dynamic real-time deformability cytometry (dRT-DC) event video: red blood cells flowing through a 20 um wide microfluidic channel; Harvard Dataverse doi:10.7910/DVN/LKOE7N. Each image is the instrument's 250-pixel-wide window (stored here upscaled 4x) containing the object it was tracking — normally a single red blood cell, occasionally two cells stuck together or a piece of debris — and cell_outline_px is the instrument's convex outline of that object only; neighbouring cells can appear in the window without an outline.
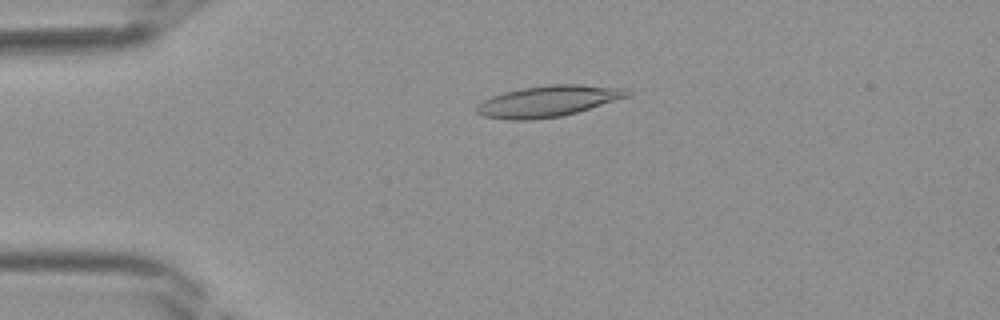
{"species": "Egyptian fruit bat (a non-hibernating species)", "species_latin": "Rousettus aegyptiacus", "temperature_condition": "room temperature", "stored_images_in_passage": 40, "camera_frame_rate_fps": 3000, "um_per_image_px": 0.085, "frame": {"image": 1, "passage_image": 9, "time_ms": 2.667, "image_size_px": [1000, 320], "cell_outline_px": [[632, 92], [628, 96], [576, 112], [560, 116], [532, 120], [512, 120], [484, 116], [476, 112], [476, 108], [484, 100], [492, 96], [504, 92], [520, 88], [548, 84], [580, 84], [624, 88]], "centroid_in_image_um": [46.58, 8.59], "position_along_channel_um": 38.4, "area_um2": 27.05}}
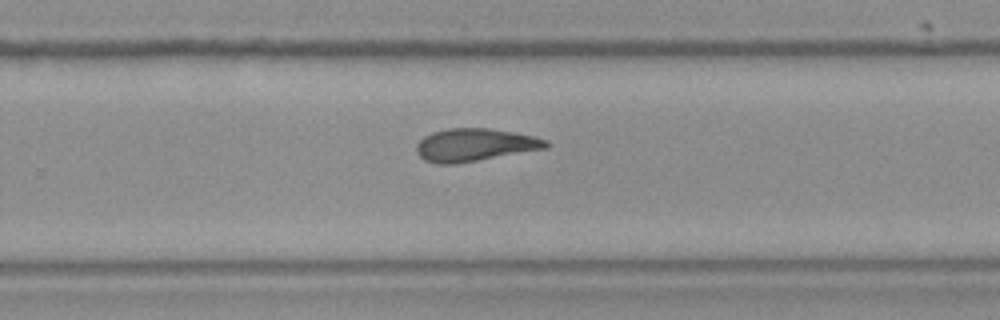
{"frame": {"image": 2, "passage_image": 26, "time_ms": 8.333, "image_size_px": [1000, 320], "cell_outline_px": [[548, 148], [456, 164], [436, 164], [424, 160], [416, 152], [416, 144], [424, 136], [432, 132], [448, 128], [488, 128], [512, 132], [532, 136], [548, 140]], "centroid_in_image_um": [40.32, 12.32], "position_along_channel_um": 289.5, "area_um2": 24.74}}
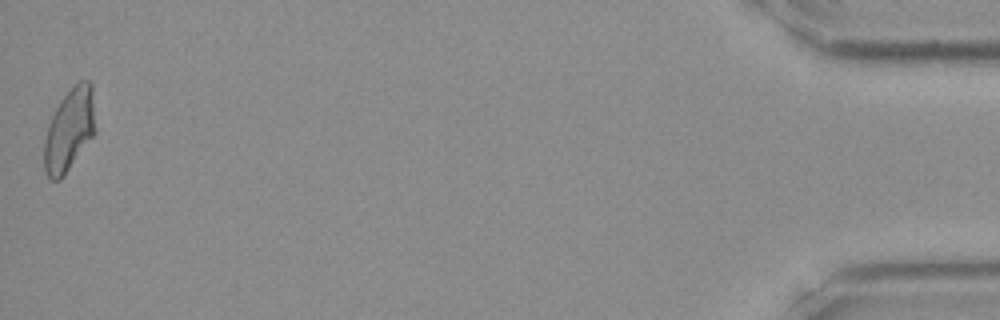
{"frame": {"image": 3, "passage_image": 40, "time_ms": 13.0, "image_size_px": [1000, 320], "cell_outline_px": [[96, 132], [64, 176], [60, 180], [52, 180], [44, 172], [44, 140], [48, 124], [60, 100], [80, 80], [88, 80], [92, 84], [96, 128]], "centroid_in_image_um": [5.9, 11.05], "position_along_channel_um": 429.3, "area_um2": 24.74}}